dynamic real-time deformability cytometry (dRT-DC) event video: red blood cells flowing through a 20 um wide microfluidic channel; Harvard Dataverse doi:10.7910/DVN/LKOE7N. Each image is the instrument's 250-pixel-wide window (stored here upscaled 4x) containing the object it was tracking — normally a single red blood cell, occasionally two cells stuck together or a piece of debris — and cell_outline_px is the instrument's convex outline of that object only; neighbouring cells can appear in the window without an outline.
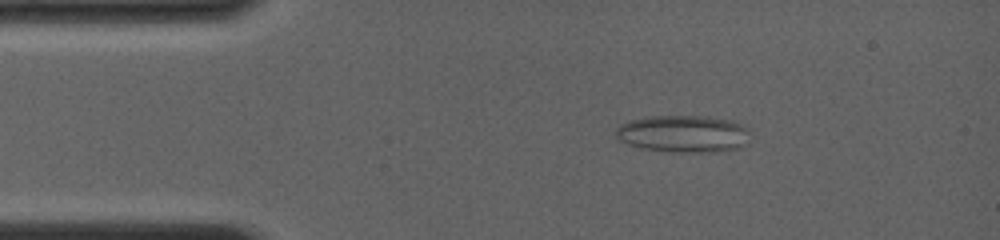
{"species": "common noctule bat (a hibernating species)", "species_latin": "Nyctalus noctula", "temperature_condition": "room temperature", "stored_images_in_passage": 79, "camera_frame_rate_fps": 4000, "um_per_image_px": 0.085, "animal": {"sex": "female", "body_mass_g": 19.0, "forearm_length_mm": 56.7}, "frame": {"image": 1, "passage_image": 9, "time_ms": 2.25, "image_size_px": [1000, 240], "cell_outline_px": [[748, 144], [740, 148], [720, 152], [668, 152], [644, 148], [628, 144], [620, 140], [616, 136], [616, 128], [620, 124], [628, 120], [652, 116], [708, 116], [732, 120], [748, 128]], "centroid_in_image_um": [58.12, 11.38], "position_along_channel_um": 26.9, "area_um2": 29.42}}
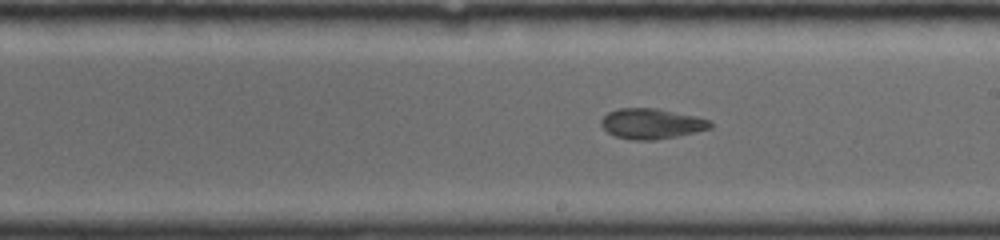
{"frame": {"image": 2, "passage_image": 34, "time_ms": 8.5, "image_size_px": [1000, 240], "cell_outline_px": [[712, 128], [696, 132], [676, 136], [652, 140], [632, 140], [616, 136], [608, 132], [600, 124], [600, 120], [608, 112], [616, 108], [656, 108], [696, 116], [708, 120], [712, 124]], "centroid_in_image_um": [55.36, 10.5], "position_along_channel_um": 233.6, "area_um2": 19.25}}
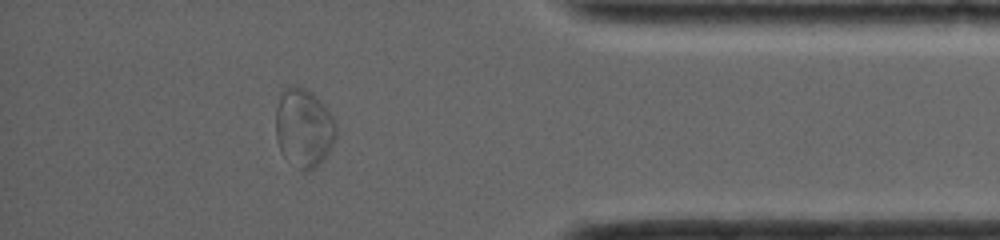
{"frame": {"image": 3, "passage_image": 64, "time_ms": 13.25, "image_size_px": [1000, 240], "cell_outline_px": [[336, 136], [324, 160], [308, 172], [304, 172], [284, 156], [280, 152], [276, 140], [276, 108], [280, 92], [288, 84], [296, 84], [312, 92], [328, 108], [336, 124]], "centroid_in_image_um": [25.8, 10.83], "position_along_channel_um": 409.4, "area_um2": 28.09}}